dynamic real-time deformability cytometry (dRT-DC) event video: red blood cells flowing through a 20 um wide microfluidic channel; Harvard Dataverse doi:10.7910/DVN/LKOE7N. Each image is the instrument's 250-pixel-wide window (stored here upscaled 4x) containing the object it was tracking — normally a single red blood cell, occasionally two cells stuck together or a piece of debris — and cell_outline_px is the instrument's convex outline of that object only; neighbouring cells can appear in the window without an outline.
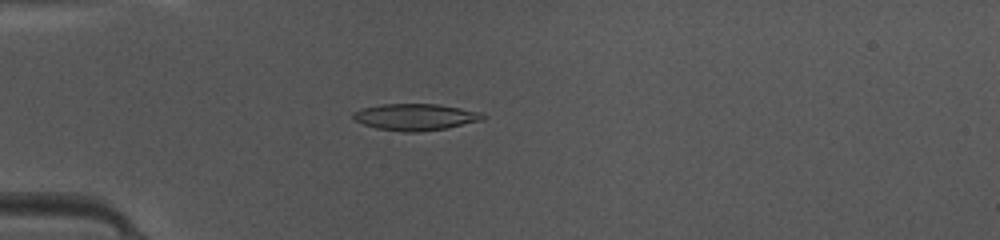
{"species": "common noctule bat (a hibernating species)", "species_latin": "Nyctalus noctula", "temperature_condition": "warm", "stored_images_in_passage": 48, "camera_frame_rate_fps": 3000, "um_per_image_px": 0.085, "animal": {"sex": "female", "body_mass_g": 10.0, "forearm_length_mm": 53.1}, "frame": {"image": 1, "passage_image": 14, "time_ms": 4.333, "image_size_px": [1000, 240], "cell_outline_px": [[488, 116], [484, 120], [448, 128], [420, 132], [404, 132], [376, 128], [364, 124], [356, 120], [352, 116], [352, 112], [360, 108], [380, 104], [440, 104], [480, 112]], "centroid_in_image_um": [35.33, 9.94], "position_along_channel_um": 49.7, "area_um2": 20.35}}
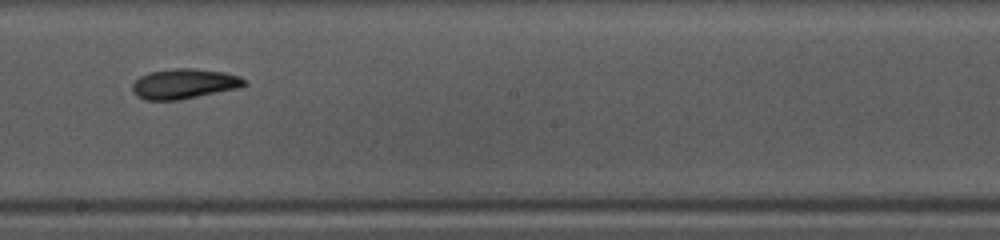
{"frame": {"image": 2, "passage_image": 28, "time_ms": 9.0, "image_size_px": [1000, 240], "cell_outline_px": [[248, 84], [240, 88], [180, 100], [144, 100], [136, 96], [132, 92], [132, 84], [140, 76], [148, 72], [172, 68], [192, 68], [224, 72], [240, 76], [248, 80]], "centroid_in_image_um": [15.67, 7.12], "position_along_channel_um": 232.5, "area_um2": 20.0}}
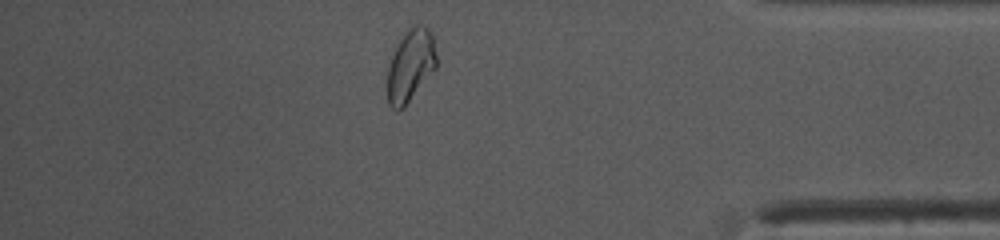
{"frame": {"image": 3, "passage_image": 42, "time_ms": 13.667, "image_size_px": [1000, 240], "cell_outline_px": [[436, 68], [404, 108], [396, 112], [388, 104], [388, 68], [392, 56], [408, 24], [424, 24], [428, 28], [432, 36], [436, 52]], "centroid_in_image_um": [34.9, 5.55], "position_along_channel_um": 400.3, "area_um2": 20.81}, "authors_computed_cell_mechanics": {"area_um2": 19.8254, "velocity_mm_per_s": 4.1828, "shape_relaxation_time_tau1_ms": 2.7822, "shape_relaxation_time_tau2_ms": 10.3552, "deformation_change_tau1": 0.1297, "deformation_change_tau2": 0.161}}